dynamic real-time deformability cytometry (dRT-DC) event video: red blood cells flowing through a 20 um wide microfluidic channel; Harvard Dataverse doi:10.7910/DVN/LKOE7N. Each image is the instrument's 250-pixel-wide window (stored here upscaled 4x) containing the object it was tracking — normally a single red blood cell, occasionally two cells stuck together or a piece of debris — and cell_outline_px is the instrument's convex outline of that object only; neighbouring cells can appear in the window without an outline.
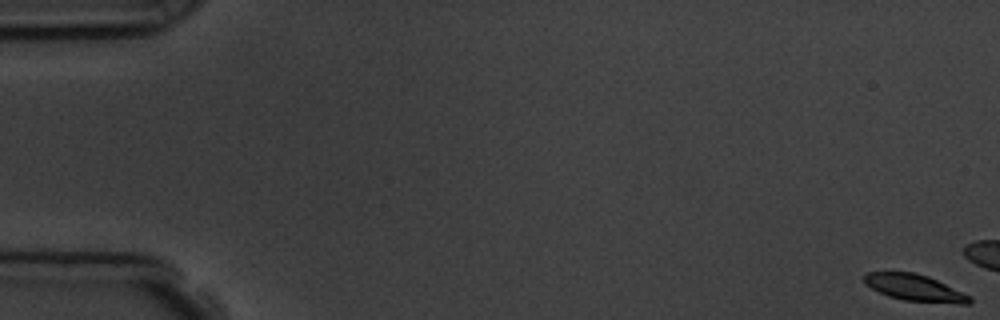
{"species": "common noctule bat (a hibernating species)", "species_latin": "Nyctalus noctula", "temperature_condition": "room temperature", "stored_images_in_passage": 4, "camera_frame_rate_fps": 3000, "um_per_image_px": 0.085, "animal": {"sex": "male", "body_mass_g": 19.5, "forearm_length_mm": 54.6}, "frame": {"image": 1, "passage_image": 1, "time_ms": 0.0, "image_size_px": [1000, 320], "cell_outline_px": [[972, 300], [968, 304], [960, 304], [904, 300], [888, 296], [864, 284], [864, 276], [868, 272], [912, 272], [928, 276], [972, 296]], "centroid_in_image_um": [77.78, 24.46], "position_along_channel_um": 7.2, "area_um2": 16.24}}